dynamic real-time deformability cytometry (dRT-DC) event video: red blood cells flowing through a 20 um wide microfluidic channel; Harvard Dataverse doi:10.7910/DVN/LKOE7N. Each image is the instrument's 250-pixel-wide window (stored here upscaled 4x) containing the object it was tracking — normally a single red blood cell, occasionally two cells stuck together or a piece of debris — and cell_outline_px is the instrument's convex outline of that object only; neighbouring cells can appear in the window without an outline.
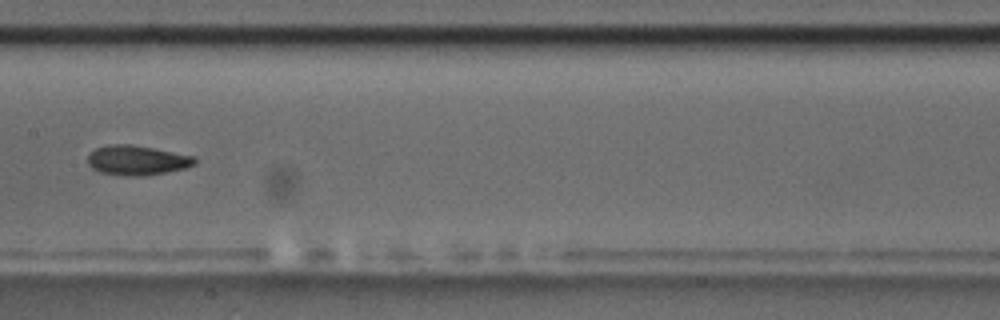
{"species": "common noctule bat (a hibernating species)", "species_latin": "Nyctalus noctula", "temperature_condition": "room temperature", "stored_images_in_passage": 14, "camera_frame_rate_fps": 3000, "um_per_image_px": 0.085, "animal": {"sex": "male", "body_mass_g": 17.5, "forearm_length_mm": 52.3}, "frame": {"image": 1, "passage_image": 7, "time_ms": 8.0, "image_size_px": [1000, 320], "cell_outline_px": [[196, 164], [184, 168], [144, 176], [124, 176], [100, 172], [92, 168], [88, 164], [88, 152], [96, 148], [108, 144], [132, 144], [196, 156]], "centroid_in_image_um": [11.62, 13.61], "position_along_channel_um": 195.8, "area_um2": 18.67}}
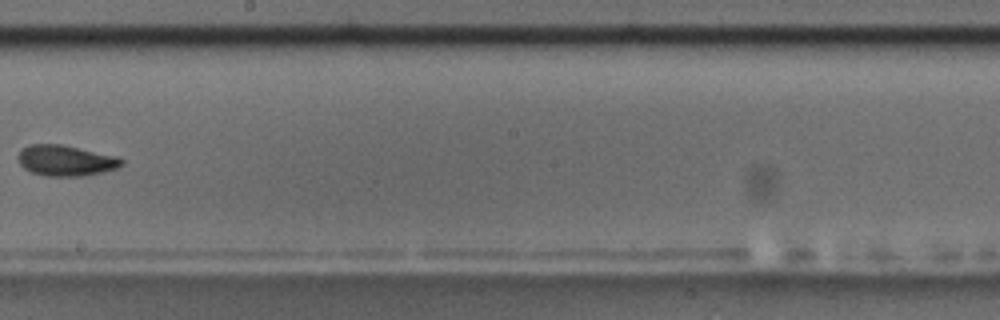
{"frame": {"image": 2, "passage_image": 8, "time_ms": 9.333, "image_size_px": [1000, 320], "cell_outline_px": [[124, 164], [116, 168], [104, 172], [84, 176], [44, 176], [32, 172], [24, 168], [20, 164], [20, 152], [28, 144], [60, 144], [116, 156], [124, 160]], "centroid_in_image_um": [5.62, 13.66], "position_along_channel_um": 242.6, "area_um2": 18.38}, "authors_computed_cell_mechanics": {"area_um2": 18.2359, "velocity_mm_per_s": 3.5408, "shape_relaxation_time_tau1_ms": 4.5975, "shape_relaxation_time_tau2_ms": 4.353, "deformation_change_tau1": 0.147, "deformation_change_tau2": 0.1027}}